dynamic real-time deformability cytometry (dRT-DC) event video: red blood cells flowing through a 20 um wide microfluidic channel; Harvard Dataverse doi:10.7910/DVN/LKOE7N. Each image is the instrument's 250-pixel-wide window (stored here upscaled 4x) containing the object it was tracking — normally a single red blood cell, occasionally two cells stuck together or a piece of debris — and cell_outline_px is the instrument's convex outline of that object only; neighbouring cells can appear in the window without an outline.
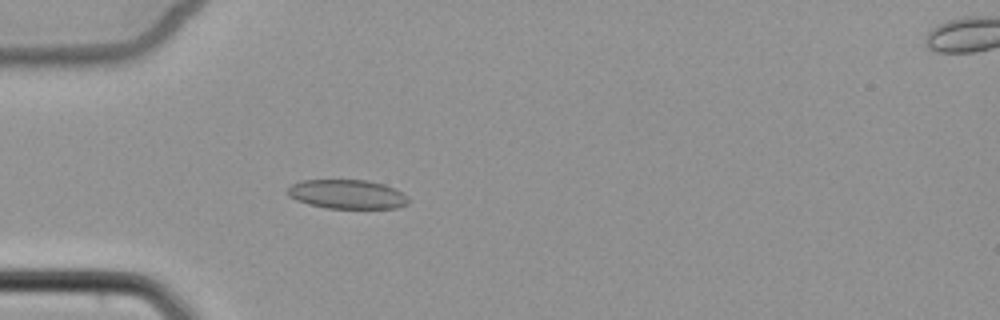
{"species": "common noctule bat (a hibernating species)", "species_latin": "Nyctalus noctula", "temperature_condition": "cold", "stored_images_in_passage": 5, "camera_frame_rate_fps": 3000, "um_per_image_px": 0.085, "animal": {"sex": "female", "body_mass_g": 22.7, "forearm_length_mm": 54.2}, "frame": {"image": 1, "passage_image": 4, "time_ms": 3.667, "image_size_px": [1000, 320], "cell_outline_px": [[408, 204], [400, 208], [328, 208], [308, 204], [296, 200], [288, 196], [288, 188], [292, 184], [300, 180], [368, 180], [384, 184], [408, 196]], "centroid_in_image_um": [29.5, 16.51], "position_along_channel_um": 55.5, "area_um2": 20.52}}